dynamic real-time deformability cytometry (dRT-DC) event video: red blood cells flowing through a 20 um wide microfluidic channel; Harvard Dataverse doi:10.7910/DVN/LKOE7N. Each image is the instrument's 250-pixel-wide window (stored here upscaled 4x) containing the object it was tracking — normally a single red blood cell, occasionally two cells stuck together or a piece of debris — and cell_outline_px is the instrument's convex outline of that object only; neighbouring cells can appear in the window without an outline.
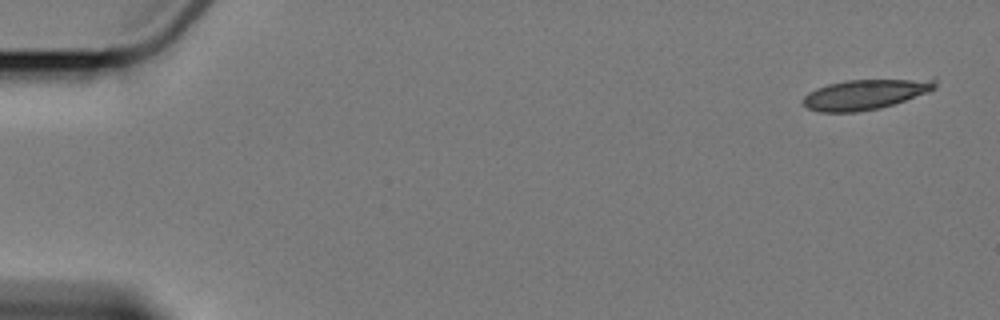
{"species": "Egyptian fruit bat (a non-hibernating species)", "species_latin": "Rousettus aegyptiacus", "temperature_condition": "cold", "stored_images_in_passage": 5, "camera_frame_rate_fps": 3000, "um_per_image_px": 0.085, "animal": {"sex": "female"}, "frame": {"image": 1, "passage_image": 1, "time_ms": 0.0, "image_size_px": [1000, 320], "cell_outline_px": [[936, 88], [928, 92], [880, 108], [860, 112], [820, 112], [808, 108], [804, 104], [804, 96], [808, 92], [816, 88], [828, 84], [848, 80], [936, 76]], "centroid_in_image_um": [73.66, 7.97], "position_along_channel_um": 11.3, "area_um2": 23.93}}
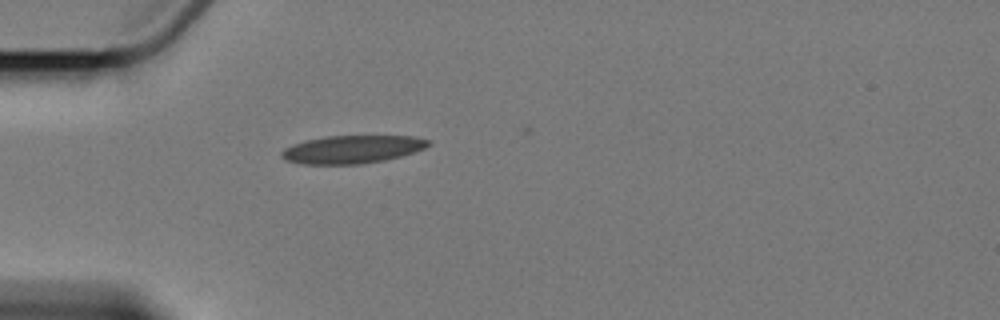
{"frame": {"image": 2, "passage_image": 5, "time_ms": 5.0, "image_size_px": [1000, 320], "cell_outline_px": [[432, 144], [424, 148], [400, 156], [384, 160], [360, 164], [300, 164], [284, 160], [280, 156], [280, 152], [284, 148], [292, 144], [304, 140], [328, 136], [416, 136], [428, 140]], "centroid_in_image_um": [29.88, 12.69], "position_along_channel_um": 55.1, "area_um2": 23.99}}